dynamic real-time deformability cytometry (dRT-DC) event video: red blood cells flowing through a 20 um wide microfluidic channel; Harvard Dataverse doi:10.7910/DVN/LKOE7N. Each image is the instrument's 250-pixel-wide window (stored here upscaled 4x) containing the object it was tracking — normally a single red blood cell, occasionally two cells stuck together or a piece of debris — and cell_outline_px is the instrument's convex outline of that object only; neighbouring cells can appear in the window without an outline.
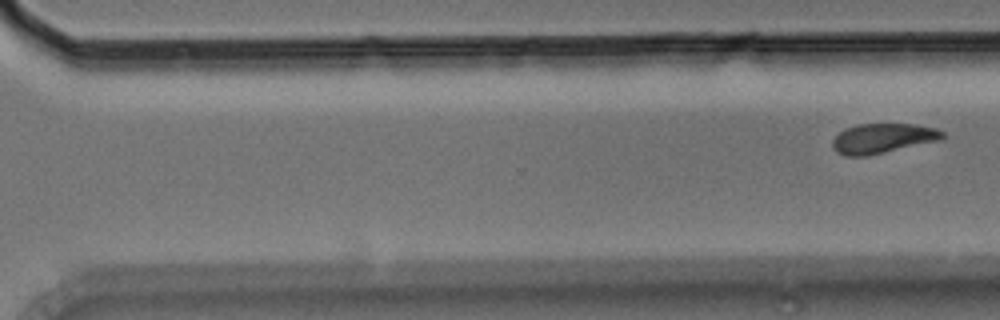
{"species": "Egyptian fruit bat (a non-hibernating species)", "species_latin": "Rousettus aegyptiacus", "temperature_condition": "room temperature", "stored_images_in_passage": 10, "segment_of_instrument_passage": [2, 2], "camera_frame_rate_fps": 3000, "um_per_image_px": 0.085, "animal": {"sex": "male"}, "frame": {"image": 1, "passage_image": 10, "time_ms": 3.0, "image_size_px": [1000, 320], "cell_outline_px": [[944, 136], [940, 140], [864, 156], [844, 156], [836, 152], [832, 148], [832, 140], [844, 128], [856, 124], [912, 124], [936, 128], [944, 132]], "centroid_in_image_um": [74.98, 11.75], "position_along_channel_um": 295.6, "area_um2": 18.96}}